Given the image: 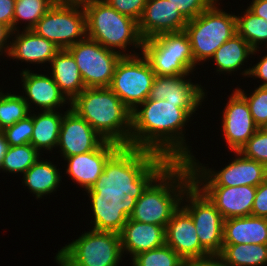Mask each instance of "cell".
Instances as JSON below:
<instances>
[{
    "label": "cell",
    "instance_id": "obj_1",
    "mask_svg": "<svg viewBox=\"0 0 267 266\" xmlns=\"http://www.w3.org/2000/svg\"><path fill=\"white\" fill-rule=\"evenodd\" d=\"M192 183L187 162L134 161L121 177L114 204L131 220L166 229Z\"/></svg>",
    "mask_w": 267,
    "mask_h": 266
},
{
    "label": "cell",
    "instance_id": "obj_2",
    "mask_svg": "<svg viewBox=\"0 0 267 266\" xmlns=\"http://www.w3.org/2000/svg\"><path fill=\"white\" fill-rule=\"evenodd\" d=\"M191 120L178 103L146 99L131 113L130 158L133 161H190L196 156L185 137V127Z\"/></svg>",
    "mask_w": 267,
    "mask_h": 266
},
{
    "label": "cell",
    "instance_id": "obj_3",
    "mask_svg": "<svg viewBox=\"0 0 267 266\" xmlns=\"http://www.w3.org/2000/svg\"><path fill=\"white\" fill-rule=\"evenodd\" d=\"M65 173L87 193L91 210L116 201L121 177L134 162L119 144L105 141L98 149L63 159ZM67 163V164H66Z\"/></svg>",
    "mask_w": 267,
    "mask_h": 266
},
{
    "label": "cell",
    "instance_id": "obj_4",
    "mask_svg": "<svg viewBox=\"0 0 267 266\" xmlns=\"http://www.w3.org/2000/svg\"><path fill=\"white\" fill-rule=\"evenodd\" d=\"M92 229L65 244L55 255L57 266H120L124 255L117 227L102 210H92ZM94 219V220H93Z\"/></svg>",
    "mask_w": 267,
    "mask_h": 266
},
{
    "label": "cell",
    "instance_id": "obj_5",
    "mask_svg": "<svg viewBox=\"0 0 267 266\" xmlns=\"http://www.w3.org/2000/svg\"><path fill=\"white\" fill-rule=\"evenodd\" d=\"M70 108L106 141L124 148L130 157L131 113L109 87L85 88Z\"/></svg>",
    "mask_w": 267,
    "mask_h": 266
},
{
    "label": "cell",
    "instance_id": "obj_6",
    "mask_svg": "<svg viewBox=\"0 0 267 266\" xmlns=\"http://www.w3.org/2000/svg\"><path fill=\"white\" fill-rule=\"evenodd\" d=\"M84 9L89 39L122 56L142 53L144 39L139 32L138 21L120 14L105 0H96L85 5ZM129 48L130 51L127 50Z\"/></svg>",
    "mask_w": 267,
    "mask_h": 266
},
{
    "label": "cell",
    "instance_id": "obj_7",
    "mask_svg": "<svg viewBox=\"0 0 267 266\" xmlns=\"http://www.w3.org/2000/svg\"><path fill=\"white\" fill-rule=\"evenodd\" d=\"M218 2L215 0L204 12L188 20L184 29L197 67L209 63L215 51L237 33L235 13H227Z\"/></svg>",
    "mask_w": 267,
    "mask_h": 266
},
{
    "label": "cell",
    "instance_id": "obj_8",
    "mask_svg": "<svg viewBox=\"0 0 267 266\" xmlns=\"http://www.w3.org/2000/svg\"><path fill=\"white\" fill-rule=\"evenodd\" d=\"M142 54L156 75H194L200 69L196 68L190 40L184 31L144 40Z\"/></svg>",
    "mask_w": 267,
    "mask_h": 266
},
{
    "label": "cell",
    "instance_id": "obj_9",
    "mask_svg": "<svg viewBox=\"0 0 267 266\" xmlns=\"http://www.w3.org/2000/svg\"><path fill=\"white\" fill-rule=\"evenodd\" d=\"M235 156L222 169L208 168L195 156L188 161L192 181L196 186H254L257 187L267 177V167L253 159L246 158L239 151H231ZM197 159V160H196ZM203 164V165H202Z\"/></svg>",
    "mask_w": 267,
    "mask_h": 266
},
{
    "label": "cell",
    "instance_id": "obj_10",
    "mask_svg": "<svg viewBox=\"0 0 267 266\" xmlns=\"http://www.w3.org/2000/svg\"><path fill=\"white\" fill-rule=\"evenodd\" d=\"M32 30L52 41L60 50L68 49L87 37L85 9L83 6L55 3Z\"/></svg>",
    "mask_w": 267,
    "mask_h": 266
},
{
    "label": "cell",
    "instance_id": "obj_11",
    "mask_svg": "<svg viewBox=\"0 0 267 266\" xmlns=\"http://www.w3.org/2000/svg\"><path fill=\"white\" fill-rule=\"evenodd\" d=\"M155 76L149 61L142 53L122 56L116 65L109 88L133 111L148 99Z\"/></svg>",
    "mask_w": 267,
    "mask_h": 266
},
{
    "label": "cell",
    "instance_id": "obj_12",
    "mask_svg": "<svg viewBox=\"0 0 267 266\" xmlns=\"http://www.w3.org/2000/svg\"><path fill=\"white\" fill-rule=\"evenodd\" d=\"M181 207L191 216L201 246L218 255L223 247L224 218L208 197L192 183L184 192Z\"/></svg>",
    "mask_w": 267,
    "mask_h": 266
},
{
    "label": "cell",
    "instance_id": "obj_13",
    "mask_svg": "<svg viewBox=\"0 0 267 266\" xmlns=\"http://www.w3.org/2000/svg\"><path fill=\"white\" fill-rule=\"evenodd\" d=\"M74 57L86 88L109 87L122 55L86 37L67 49Z\"/></svg>",
    "mask_w": 267,
    "mask_h": 266
},
{
    "label": "cell",
    "instance_id": "obj_14",
    "mask_svg": "<svg viewBox=\"0 0 267 266\" xmlns=\"http://www.w3.org/2000/svg\"><path fill=\"white\" fill-rule=\"evenodd\" d=\"M102 211L118 229L124 258L129 254L132 259L166 243L163 226L131 220L114 203L105 206Z\"/></svg>",
    "mask_w": 267,
    "mask_h": 266
},
{
    "label": "cell",
    "instance_id": "obj_15",
    "mask_svg": "<svg viewBox=\"0 0 267 266\" xmlns=\"http://www.w3.org/2000/svg\"><path fill=\"white\" fill-rule=\"evenodd\" d=\"M188 76L191 77L190 74L156 75L148 99L178 103V107L183 108L191 117H194L196 111L198 112V109L202 108V102L205 101L208 91L201 83H193Z\"/></svg>",
    "mask_w": 267,
    "mask_h": 266
},
{
    "label": "cell",
    "instance_id": "obj_16",
    "mask_svg": "<svg viewBox=\"0 0 267 266\" xmlns=\"http://www.w3.org/2000/svg\"><path fill=\"white\" fill-rule=\"evenodd\" d=\"M222 110L221 132L228 151H239L258 130L246 100L234 89Z\"/></svg>",
    "mask_w": 267,
    "mask_h": 266
},
{
    "label": "cell",
    "instance_id": "obj_17",
    "mask_svg": "<svg viewBox=\"0 0 267 266\" xmlns=\"http://www.w3.org/2000/svg\"><path fill=\"white\" fill-rule=\"evenodd\" d=\"M104 140L82 117L68 106L63 115L57 149L61 158L98 149Z\"/></svg>",
    "mask_w": 267,
    "mask_h": 266
},
{
    "label": "cell",
    "instance_id": "obj_18",
    "mask_svg": "<svg viewBox=\"0 0 267 266\" xmlns=\"http://www.w3.org/2000/svg\"><path fill=\"white\" fill-rule=\"evenodd\" d=\"M29 69L27 67L20 71V83H22L23 90L20 92H23L21 95L27 103L30 112L35 111L34 107H39L37 108L39 111H45L62 110L60 108L65 109L67 104L70 106V101L60 91L59 86L51 75L49 76L48 73L42 74V72L35 73L34 70Z\"/></svg>",
    "mask_w": 267,
    "mask_h": 266
},
{
    "label": "cell",
    "instance_id": "obj_19",
    "mask_svg": "<svg viewBox=\"0 0 267 266\" xmlns=\"http://www.w3.org/2000/svg\"><path fill=\"white\" fill-rule=\"evenodd\" d=\"M165 241L188 264L211 256L201 246L195 224L181 206L166 226Z\"/></svg>",
    "mask_w": 267,
    "mask_h": 266
},
{
    "label": "cell",
    "instance_id": "obj_20",
    "mask_svg": "<svg viewBox=\"0 0 267 266\" xmlns=\"http://www.w3.org/2000/svg\"><path fill=\"white\" fill-rule=\"evenodd\" d=\"M187 21L169 0H147L138 28L147 40L165 33L182 32Z\"/></svg>",
    "mask_w": 267,
    "mask_h": 266
},
{
    "label": "cell",
    "instance_id": "obj_21",
    "mask_svg": "<svg viewBox=\"0 0 267 266\" xmlns=\"http://www.w3.org/2000/svg\"><path fill=\"white\" fill-rule=\"evenodd\" d=\"M215 205L224 219L251 216L257 187L197 186Z\"/></svg>",
    "mask_w": 267,
    "mask_h": 266
},
{
    "label": "cell",
    "instance_id": "obj_22",
    "mask_svg": "<svg viewBox=\"0 0 267 266\" xmlns=\"http://www.w3.org/2000/svg\"><path fill=\"white\" fill-rule=\"evenodd\" d=\"M60 51L52 41L37 35L33 30L11 33L8 57L15 61L30 64L50 65L52 58ZM44 64V65H43Z\"/></svg>",
    "mask_w": 267,
    "mask_h": 266
},
{
    "label": "cell",
    "instance_id": "obj_23",
    "mask_svg": "<svg viewBox=\"0 0 267 266\" xmlns=\"http://www.w3.org/2000/svg\"><path fill=\"white\" fill-rule=\"evenodd\" d=\"M259 51L261 52L260 49L254 50L243 37L236 33L215 51L209 61L213 62V66H216V75L228 74L229 76L230 74L232 76V73L236 74L234 72L240 70L241 73L239 74L246 78L248 77L250 66L244 69V63L248 62L249 56L254 58L252 55L259 54Z\"/></svg>",
    "mask_w": 267,
    "mask_h": 266
},
{
    "label": "cell",
    "instance_id": "obj_24",
    "mask_svg": "<svg viewBox=\"0 0 267 266\" xmlns=\"http://www.w3.org/2000/svg\"><path fill=\"white\" fill-rule=\"evenodd\" d=\"M267 245V218L245 216L224 219L223 244Z\"/></svg>",
    "mask_w": 267,
    "mask_h": 266
},
{
    "label": "cell",
    "instance_id": "obj_25",
    "mask_svg": "<svg viewBox=\"0 0 267 266\" xmlns=\"http://www.w3.org/2000/svg\"><path fill=\"white\" fill-rule=\"evenodd\" d=\"M47 66V72L70 102L86 88L76 61L67 49L60 50L52 58L50 67Z\"/></svg>",
    "mask_w": 267,
    "mask_h": 266
},
{
    "label": "cell",
    "instance_id": "obj_26",
    "mask_svg": "<svg viewBox=\"0 0 267 266\" xmlns=\"http://www.w3.org/2000/svg\"><path fill=\"white\" fill-rule=\"evenodd\" d=\"M42 159V160H41ZM50 159L40 157L23 175L22 184L35 196L36 200L57 192L61 186L62 171ZM61 172V173H60ZM61 181V182H60ZM47 195V196H46Z\"/></svg>",
    "mask_w": 267,
    "mask_h": 266
},
{
    "label": "cell",
    "instance_id": "obj_27",
    "mask_svg": "<svg viewBox=\"0 0 267 266\" xmlns=\"http://www.w3.org/2000/svg\"><path fill=\"white\" fill-rule=\"evenodd\" d=\"M64 113L61 110L30 112L29 115L33 118V135L30 144L40 153L49 152L50 154L53 149L56 150Z\"/></svg>",
    "mask_w": 267,
    "mask_h": 266
},
{
    "label": "cell",
    "instance_id": "obj_28",
    "mask_svg": "<svg viewBox=\"0 0 267 266\" xmlns=\"http://www.w3.org/2000/svg\"><path fill=\"white\" fill-rule=\"evenodd\" d=\"M218 256L229 266H267V245L223 244Z\"/></svg>",
    "mask_w": 267,
    "mask_h": 266
},
{
    "label": "cell",
    "instance_id": "obj_29",
    "mask_svg": "<svg viewBox=\"0 0 267 266\" xmlns=\"http://www.w3.org/2000/svg\"><path fill=\"white\" fill-rule=\"evenodd\" d=\"M55 4V0H16L12 23V32L32 30L40 18ZM25 21V22H24Z\"/></svg>",
    "mask_w": 267,
    "mask_h": 266
},
{
    "label": "cell",
    "instance_id": "obj_30",
    "mask_svg": "<svg viewBox=\"0 0 267 266\" xmlns=\"http://www.w3.org/2000/svg\"><path fill=\"white\" fill-rule=\"evenodd\" d=\"M44 154L32 144L8 146L0 164V171L22 175Z\"/></svg>",
    "mask_w": 267,
    "mask_h": 266
},
{
    "label": "cell",
    "instance_id": "obj_31",
    "mask_svg": "<svg viewBox=\"0 0 267 266\" xmlns=\"http://www.w3.org/2000/svg\"><path fill=\"white\" fill-rule=\"evenodd\" d=\"M236 15L237 33L255 50L264 44L267 48V21L255 16L247 8ZM244 13V14H243ZM240 15V16H239Z\"/></svg>",
    "mask_w": 267,
    "mask_h": 266
},
{
    "label": "cell",
    "instance_id": "obj_32",
    "mask_svg": "<svg viewBox=\"0 0 267 266\" xmlns=\"http://www.w3.org/2000/svg\"><path fill=\"white\" fill-rule=\"evenodd\" d=\"M12 93V94H11ZM30 114L27 103L21 94L0 89V131L12 126Z\"/></svg>",
    "mask_w": 267,
    "mask_h": 266
},
{
    "label": "cell",
    "instance_id": "obj_33",
    "mask_svg": "<svg viewBox=\"0 0 267 266\" xmlns=\"http://www.w3.org/2000/svg\"><path fill=\"white\" fill-rule=\"evenodd\" d=\"M130 261L132 266H188V263L166 243L153 250L139 253Z\"/></svg>",
    "mask_w": 267,
    "mask_h": 266
},
{
    "label": "cell",
    "instance_id": "obj_34",
    "mask_svg": "<svg viewBox=\"0 0 267 266\" xmlns=\"http://www.w3.org/2000/svg\"><path fill=\"white\" fill-rule=\"evenodd\" d=\"M235 90L246 100L254 123L259 128H264L267 124V87H255L249 94L240 87H236Z\"/></svg>",
    "mask_w": 267,
    "mask_h": 266
},
{
    "label": "cell",
    "instance_id": "obj_35",
    "mask_svg": "<svg viewBox=\"0 0 267 266\" xmlns=\"http://www.w3.org/2000/svg\"><path fill=\"white\" fill-rule=\"evenodd\" d=\"M239 152L246 158L263 163L267 167V130L258 128Z\"/></svg>",
    "mask_w": 267,
    "mask_h": 266
},
{
    "label": "cell",
    "instance_id": "obj_36",
    "mask_svg": "<svg viewBox=\"0 0 267 266\" xmlns=\"http://www.w3.org/2000/svg\"><path fill=\"white\" fill-rule=\"evenodd\" d=\"M2 132L8 146L30 144L33 135V118L28 115Z\"/></svg>",
    "mask_w": 267,
    "mask_h": 266
},
{
    "label": "cell",
    "instance_id": "obj_37",
    "mask_svg": "<svg viewBox=\"0 0 267 266\" xmlns=\"http://www.w3.org/2000/svg\"><path fill=\"white\" fill-rule=\"evenodd\" d=\"M187 19L191 20L204 12L215 0H169ZM222 1V0H220Z\"/></svg>",
    "mask_w": 267,
    "mask_h": 266
},
{
    "label": "cell",
    "instance_id": "obj_38",
    "mask_svg": "<svg viewBox=\"0 0 267 266\" xmlns=\"http://www.w3.org/2000/svg\"><path fill=\"white\" fill-rule=\"evenodd\" d=\"M112 8L120 14L129 16L139 21L147 0H105Z\"/></svg>",
    "mask_w": 267,
    "mask_h": 266
},
{
    "label": "cell",
    "instance_id": "obj_39",
    "mask_svg": "<svg viewBox=\"0 0 267 266\" xmlns=\"http://www.w3.org/2000/svg\"><path fill=\"white\" fill-rule=\"evenodd\" d=\"M251 216L267 218V177L257 186Z\"/></svg>",
    "mask_w": 267,
    "mask_h": 266
},
{
    "label": "cell",
    "instance_id": "obj_40",
    "mask_svg": "<svg viewBox=\"0 0 267 266\" xmlns=\"http://www.w3.org/2000/svg\"><path fill=\"white\" fill-rule=\"evenodd\" d=\"M259 60L257 61L256 64L250 63V71L248 74V78H252L255 80V78L259 79L258 81H262L259 86H265L267 87V54L262 56L261 58H258ZM255 77V78H254Z\"/></svg>",
    "mask_w": 267,
    "mask_h": 266
},
{
    "label": "cell",
    "instance_id": "obj_41",
    "mask_svg": "<svg viewBox=\"0 0 267 266\" xmlns=\"http://www.w3.org/2000/svg\"><path fill=\"white\" fill-rule=\"evenodd\" d=\"M16 0H0V23L12 31L14 7Z\"/></svg>",
    "mask_w": 267,
    "mask_h": 266
},
{
    "label": "cell",
    "instance_id": "obj_42",
    "mask_svg": "<svg viewBox=\"0 0 267 266\" xmlns=\"http://www.w3.org/2000/svg\"><path fill=\"white\" fill-rule=\"evenodd\" d=\"M11 33L12 31L7 26L0 23V55L3 56L4 54L7 58L10 50Z\"/></svg>",
    "mask_w": 267,
    "mask_h": 266
},
{
    "label": "cell",
    "instance_id": "obj_43",
    "mask_svg": "<svg viewBox=\"0 0 267 266\" xmlns=\"http://www.w3.org/2000/svg\"><path fill=\"white\" fill-rule=\"evenodd\" d=\"M247 9L255 16L267 21V0H252Z\"/></svg>",
    "mask_w": 267,
    "mask_h": 266
},
{
    "label": "cell",
    "instance_id": "obj_44",
    "mask_svg": "<svg viewBox=\"0 0 267 266\" xmlns=\"http://www.w3.org/2000/svg\"><path fill=\"white\" fill-rule=\"evenodd\" d=\"M188 266H229L218 255H211L188 264Z\"/></svg>",
    "mask_w": 267,
    "mask_h": 266
},
{
    "label": "cell",
    "instance_id": "obj_45",
    "mask_svg": "<svg viewBox=\"0 0 267 266\" xmlns=\"http://www.w3.org/2000/svg\"><path fill=\"white\" fill-rule=\"evenodd\" d=\"M96 0H55V3L65 4V5H77L85 6L89 3H93Z\"/></svg>",
    "mask_w": 267,
    "mask_h": 266
},
{
    "label": "cell",
    "instance_id": "obj_46",
    "mask_svg": "<svg viewBox=\"0 0 267 266\" xmlns=\"http://www.w3.org/2000/svg\"><path fill=\"white\" fill-rule=\"evenodd\" d=\"M7 147H8V145H7V142L5 140L4 134L2 131H0V164L2 162L4 154L6 153Z\"/></svg>",
    "mask_w": 267,
    "mask_h": 266
}]
</instances>
